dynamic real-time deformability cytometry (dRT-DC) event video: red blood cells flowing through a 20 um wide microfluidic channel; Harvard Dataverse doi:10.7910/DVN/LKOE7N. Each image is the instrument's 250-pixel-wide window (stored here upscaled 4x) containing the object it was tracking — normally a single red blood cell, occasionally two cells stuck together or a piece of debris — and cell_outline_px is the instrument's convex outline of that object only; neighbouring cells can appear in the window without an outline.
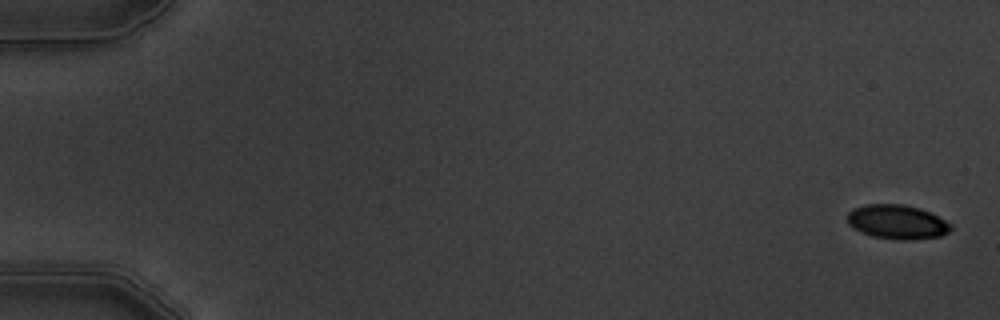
{"species": "common noctule bat (a hibernating species)", "species_latin": "Nyctalus noctula", "temperature_condition": "warm", "stored_images_in_passage": 5, "segment_of_instrument_passage": [2, 2], "camera_frame_rate_fps": 3000, "um_per_image_px": 0.085, "animal": {"sex": "male", "body_mass_g": 19.5, "forearm_length_mm": 54.6}, "frame": {"image": 1, "passage_image": 5, "time_ms": 5.667, "image_size_px": [1000, 320], "cell_outline_px": [[952, 228], [948, 232], [940, 236], [908, 240], [896, 240], [872, 236], [860, 232], [848, 224], [848, 212], [852, 208], [864, 204], [904, 204], [920, 208], [952, 224]], "centroid_in_image_um": [76.23, 18.86], "position_along_channel_um": 8.8, "area_um2": 20.69}}